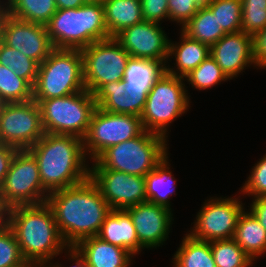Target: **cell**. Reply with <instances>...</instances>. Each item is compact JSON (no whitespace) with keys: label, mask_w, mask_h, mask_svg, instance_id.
Wrapping results in <instances>:
<instances>
[{"label":"cell","mask_w":266,"mask_h":267,"mask_svg":"<svg viewBox=\"0 0 266 267\" xmlns=\"http://www.w3.org/2000/svg\"><path fill=\"white\" fill-rule=\"evenodd\" d=\"M46 203L51 207L58 230L69 247L97 236L111 208L96 184L84 182L50 192Z\"/></svg>","instance_id":"1"},{"label":"cell","mask_w":266,"mask_h":267,"mask_svg":"<svg viewBox=\"0 0 266 267\" xmlns=\"http://www.w3.org/2000/svg\"><path fill=\"white\" fill-rule=\"evenodd\" d=\"M7 225L12 229L24 260L31 267H45L69 247L63 240L51 207L18 205L8 209Z\"/></svg>","instance_id":"2"},{"label":"cell","mask_w":266,"mask_h":267,"mask_svg":"<svg viewBox=\"0 0 266 267\" xmlns=\"http://www.w3.org/2000/svg\"><path fill=\"white\" fill-rule=\"evenodd\" d=\"M36 159L43 187L50 193L80 184L89 178L90 167L83 139L73 135L44 133L29 149Z\"/></svg>","instance_id":"3"},{"label":"cell","mask_w":266,"mask_h":267,"mask_svg":"<svg viewBox=\"0 0 266 267\" xmlns=\"http://www.w3.org/2000/svg\"><path fill=\"white\" fill-rule=\"evenodd\" d=\"M45 26L54 49L82 50L96 41L111 38L104 6L97 3L57 9Z\"/></svg>","instance_id":"4"},{"label":"cell","mask_w":266,"mask_h":267,"mask_svg":"<svg viewBox=\"0 0 266 267\" xmlns=\"http://www.w3.org/2000/svg\"><path fill=\"white\" fill-rule=\"evenodd\" d=\"M84 90L81 50L54 49L38 67L33 100L64 97Z\"/></svg>","instance_id":"5"},{"label":"cell","mask_w":266,"mask_h":267,"mask_svg":"<svg viewBox=\"0 0 266 267\" xmlns=\"http://www.w3.org/2000/svg\"><path fill=\"white\" fill-rule=\"evenodd\" d=\"M166 140L144 130L131 140L109 147L96 161L105 169L145 177L168 155Z\"/></svg>","instance_id":"6"},{"label":"cell","mask_w":266,"mask_h":267,"mask_svg":"<svg viewBox=\"0 0 266 267\" xmlns=\"http://www.w3.org/2000/svg\"><path fill=\"white\" fill-rule=\"evenodd\" d=\"M184 80L164 71L155 81L140 116L144 130L168 137L167 128L190 104Z\"/></svg>","instance_id":"7"},{"label":"cell","mask_w":266,"mask_h":267,"mask_svg":"<svg viewBox=\"0 0 266 267\" xmlns=\"http://www.w3.org/2000/svg\"><path fill=\"white\" fill-rule=\"evenodd\" d=\"M34 101L40 107L44 133L73 135L81 139L85 137L97 107L93 94L87 90Z\"/></svg>","instance_id":"8"},{"label":"cell","mask_w":266,"mask_h":267,"mask_svg":"<svg viewBox=\"0 0 266 267\" xmlns=\"http://www.w3.org/2000/svg\"><path fill=\"white\" fill-rule=\"evenodd\" d=\"M48 195L41 183L35 157L27 149L18 150L0 187L2 202L8 209L18 205H38L45 203Z\"/></svg>","instance_id":"9"},{"label":"cell","mask_w":266,"mask_h":267,"mask_svg":"<svg viewBox=\"0 0 266 267\" xmlns=\"http://www.w3.org/2000/svg\"><path fill=\"white\" fill-rule=\"evenodd\" d=\"M143 131L140 116L111 113L96 107L83 138L85 155L95 161L109 147L131 140Z\"/></svg>","instance_id":"10"},{"label":"cell","mask_w":266,"mask_h":267,"mask_svg":"<svg viewBox=\"0 0 266 267\" xmlns=\"http://www.w3.org/2000/svg\"><path fill=\"white\" fill-rule=\"evenodd\" d=\"M81 54L84 84L92 94L104 84L122 81L131 57L113 37L92 43Z\"/></svg>","instance_id":"11"},{"label":"cell","mask_w":266,"mask_h":267,"mask_svg":"<svg viewBox=\"0 0 266 267\" xmlns=\"http://www.w3.org/2000/svg\"><path fill=\"white\" fill-rule=\"evenodd\" d=\"M41 111L33 99L21 103H6L0 117V144L19 150L29 149L42 136Z\"/></svg>","instance_id":"12"},{"label":"cell","mask_w":266,"mask_h":267,"mask_svg":"<svg viewBox=\"0 0 266 267\" xmlns=\"http://www.w3.org/2000/svg\"><path fill=\"white\" fill-rule=\"evenodd\" d=\"M240 197L210 198L197 213L194 227L188 233L200 241L231 239L244 210Z\"/></svg>","instance_id":"13"},{"label":"cell","mask_w":266,"mask_h":267,"mask_svg":"<svg viewBox=\"0 0 266 267\" xmlns=\"http://www.w3.org/2000/svg\"><path fill=\"white\" fill-rule=\"evenodd\" d=\"M89 178L96 184L111 210H123L146 201L145 177L105 169L96 160Z\"/></svg>","instance_id":"14"},{"label":"cell","mask_w":266,"mask_h":267,"mask_svg":"<svg viewBox=\"0 0 266 267\" xmlns=\"http://www.w3.org/2000/svg\"><path fill=\"white\" fill-rule=\"evenodd\" d=\"M113 38L131 57L161 62L164 66L168 63L170 40L159 23L142 21L124 28Z\"/></svg>","instance_id":"15"},{"label":"cell","mask_w":266,"mask_h":267,"mask_svg":"<svg viewBox=\"0 0 266 267\" xmlns=\"http://www.w3.org/2000/svg\"><path fill=\"white\" fill-rule=\"evenodd\" d=\"M1 41L39 65L54 50L45 25L23 21L9 14L2 23Z\"/></svg>","instance_id":"16"},{"label":"cell","mask_w":266,"mask_h":267,"mask_svg":"<svg viewBox=\"0 0 266 267\" xmlns=\"http://www.w3.org/2000/svg\"><path fill=\"white\" fill-rule=\"evenodd\" d=\"M125 210L133 221L139 241V251L163 245L173 221L171 209L145 201Z\"/></svg>","instance_id":"17"},{"label":"cell","mask_w":266,"mask_h":267,"mask_svg":"<svg viewBox=\"0 0 266 267\" xmlns=\"http://www.w3.org/2000/svg\"><path fill=\"white\" fill-rule=\"evenodd\" d=\"M210 55L230 80L246 67H256L253 36L243 31L225 34L210 47Z\"/></svg>","instance_id":"18"},{"label":"cell","mask_w":266,"mask_h":267,"mask_svg":"<svg viewBox=\"0 0 266 267\" xmlns=\"http://www.w3.org/2000/svg\"><path fill=\"white\" fill-rule=\"evenodd\" d=\"M165 71L161 62L130 57L123 80L131 98V115L141 116L147 95L155 81Z\"/></svg>","instance_id":"19"},{"label":"cell","mask_w":266,"mask_h":267,"mask_svg":"<svg viewBox=\"0 0 266 267\" xmlns=\"http://www.w3.org/2000/svg\"><path fill=\"white\" fill-rule=\"evenodd\" d=\"M84 257L86 267H130L133 255L126 249L88 237L74 246Z\"/></svg>","instance_id":"20"},{"label":"cell","mask_w":266,"mask_h":267,"mask_svg":"<svg viewBox=\"0 0 266 267\" xmlns=\"http://www.w3.org/2000/svg\"><path fill=\"white\" fill-rule=\"evenodd\" d=\"M97 236L105 242L128 250L133 256L140 254L136 230L125 209L111 210Z\"/></svg>","instance_id":"21"},{"label":"cell","mask_w":266,"mask_h":267,"mask_svg":"<svg viewBox=\"0 0 266 267\" xmlns=\"http://www.w3.org/2000/svg\"><path fill=\"white\" fill-rule=\"evenodd\" d=\"M180 42L174 44L169 41V61L170 56H175L176 66L170 68L165 66V71L173 76L185 78L193 69H196L210 55V47L204 43L189 38L181 31ZM173 56V57H172Z\"/></svg>","instance_id":"22"},{"label":"cell","mask_w":266,"mask_h":267,"mask_svg":"<svg viewBox=\"0 0 266 267\" xmlns=\"http://www.w3.org/2000/svg\"><path fill=\"white\" fill-rule=\"evenodd\" d=\"M233 239L254 261L266 252V230L249 211L240 214Z\"/></svg>","instance_id":"23"},{"label":"cell","mask_w":266,"mask_h":267,"mask_svg":"<svg viewBox=\"0 0 266 267\" xmlns=\"http://www.w3.org/2000/svg\"><path fill=\"white\" fill-rule=\"evenodd\" d=\"M103 6L110 37H114L126 27L144 21L141 0H106Z\"/></svg>","instance_id":"24"},{"label":"cell","mask_w":266,"mask_h":267,"mask_svg":"<svg viewBox=\"0 0 266 267\" xmlns=\"http://www.w3.org/2000/svg\"><path fill=\"white\" fill-rule=\"evenodd\" d=\"M166 156L152 171L145 176L146 201L171 209L170 197L175 192L176 180L169 171Z\"/></svg>","instance_id":"25"},{"label":"cell","mask_w":266,"mask_h":267,"mask_svg":"<svg viewBox=\"0 0 266 267\" xmlns=\"http://www.w3.org/2000/svg\"><path fill=\"white\" fill-rule=\"evenodd\" d=\"M181 30L189 38L211 47L226 33L208 8H200L198 12L183 26Z\"/></svg>","instance_id":"26"},{"label":"cell","mask_w":266,"mask_h":267,"mask_svg":"<svg viewBox=\"0 0 266 267\" xmlns=\"http://www.w3.org/2000/svg\"><path fill=\"white\" fill-rule=\"evenodd\" d=\"M173 267H216L210 242L186 234L173 256Z\"/></svg>","instance_id":"27"},{"label":"cell","mask_w":266,"mask_h":267,"mask_svg":"<svg viewBox=\"0 0 266 267\" xmlns=\"http://www.w3.org/2000/svg\"><path fill=\"white\" fill-rule=\"evenodd\" d=\"M6 8L12 17L41 25L57 11L55 0H7Z\"/></svg>","instance_id":"28"},{"label":"cell","mask_w":266,"mask_h":267,"mask_svg":"<svg viewBox=\"0 0 266 267\" xmlns=\"http://www.w3.org/2000/svg\"><path fill=\"white\" fill-rule=\"evenodd\" d=\"M125 88L124 80L102 85L93 94L96 106L103 111L131 115V98Z\"/></svg>","instance_id":"29"},{"label":"cell","mask_w":266,"mask_h":267,"mask_svg":"<svg viewBox=\"0 0 266 267\" xmlns=\"http://www.w3.org/2000/svg\"><path fill=\"white\" fill-rule=\"evenodd\" d=\"M210 248L216 267H250L253 259L231 239L210 241Z\"/></svg>","instance_id":"30"},{"label":"cell","mask_w":266,"mask_h":267,"mask_svg":"<svg viewBox=\"0 0 266 267\" xmlns=\"http://www.w3.org/2000/svg\"><path fill=\"white\" fill-rule=\"evenodd\" d=\"M0 96L6 103L27 102L33 99V87L0 64Z\"/></svg>","instance_id":"31"},{"label":"cell","mask_w":266,"mask_h":267,"mask_svg":"<svg viewBox=\"0 0 266 267\" xmlns=\"http://www.w3.org/2000/svg\"><path fill=\"white\" fill-rule=\"evenodd\" d=\"M0 64L11 69L33 87L39 67L35 60L0 41Z\"/></svg>","instance_id":"32"},{"label":"cell","mask_w":266,"mask_h":267,"mask_svg":"<svg viewBox=\"0 0 266 267\" xmlns=\"http://www.w3.org/2000/svg\"><path fill=\"white\" fill-rule=\"evenodd\" d=\"M208 8L214 13L226 34L242 31L241 0H213Z\"/></svg>","instance_id":"33"},{"label":"cell","mask_w":266,"mask_h":267,"mask_svg":"<svg viewBox=\"0 0 266 267\" xmlns=\"http://www.w3.org/2000/svg\"><path fill=\"white\" fill-rule=\"evenodd\" d=\"M189 82L192 87L198 90L210 89L229 80L216 61L209 55L196 69H193L186 77L185 81Z\"/></svg>","instance_id":"34"},{"label":"cell","mask_w":266,"mask_h":267,"mask_svg":"<svg viewBox=\"0 0 266 267\" xmlns=\"http://www.w3.org/2000/svg\"><path fill=\"white\" fill-rule=\"evenodd\" d=\"M243 32L254 36L266 27V0H241Z\"/></svg>","instance_id":"35"},{"label":"cell","mask_w":266,"mask_h":267,"mask_svg":"<svg viewBox=\"0 0 266 267\" xmlns=\"http://www.w3.org/2000/svg\"><path fill=\"white\" fill-rule=\"evenodd\" d=\"M0 267H31L23 258L12 229L0 228Z\"/></svg>","instance_id":"36"},{"label":"cell","mask_w":266,"mask_h":267,"mask_svg":"<svg viewBox=\"0 0 266 267\" xmlns=\"http://www.w3.org/2000/svg\"><path fill=\"white\" fill-rule=\"evenodd\" d=\"M241 189V193L254 198L266 196V154L253 166L248 180Z\"/></svg>","instance_id":"37"},{"label":"cell","mask_w":266,"mask_h":267,"mask_svg":"<svg viewBox=\"0 0 266 267\" xmlns=\"http://www.w3.org/2000/svg\"><path fill=\"white\" fill-rule=\"evenodd\" d=\"M198 10L194 0H168L169 20L180 23L182 27Z\"/></svg>","instance_id":"38"},{"label":"cell","mask_w":266,"mask_h":267,"mask_svg":"<svg viewBox=\"0 0 266 267\" xmlns=\"http://www.w3.org/2000/svg\"><path fill=\"white\" fill-rule=\"evenodd\" d=\"M144 21L160 23L169 19L168 0H141Z\"/></svg>","instance_id":"39"},{"label":"cell","mask_w":266,"mask_h":267,"mask_svg":"<svg viewBox=\"0 0 266 267\" xmlns=\"http://www.w3.org/2000/svg\"><path fill=\"white\" fill-rule=\"evenodd\" d=\"M253 55L256 66L266 68V27L253 36Z\"/></svg>","instance_id":"40"},{"label":"cell","mask_w":266,"mask_h":267,"mask_svg":"<svg viewBox=\"0 0 266 267\" xmlns=\"http://www.w3.org/2000/svg\"><path fill=\"white\" fill-rule=\"evenodd\" d=\"M18 150L13 146L0 144V187L9 171L12 159Z\"/></svg>","instance_id":"41"},{"label":"cell","mask_w":266,"mask_h":267,"mask_svg":"<svg viewBox=\"0 0 266 267\" xmlns=\"http://www.w3.org/2000/svg\"><path fill=\"white\" fill-rule=\"evenodd\" d=\"M249 210L266 230V196L254 198Z\"/></svg>","instance_id":"42"},{"label":"cell","mask_w":266,"mask_h":267,"mask_svg":"<svg viewBox=\"0 0 266 267\" xmlns=\"http://www.w3.org/2000/svg\"><path fill=\"white\" fill-rule=\"evenodd\" d=\"M68 254L66 255H69V258L70 260L72 259L73 261H75V266H72V267H86L85 265V260H84V257L78 252V250L75 248V247H68L67 248ZM45 267H62L61 264H47Z\"/></svg>","instance_id":"43"},{"label":"cell","mask_w":266,"mask_h":267,"mask_svg":"<svg viewBox=\"0 0 266 267\" xmlns=\"http://www.w3.org/2000/svg\"><path fill=\"white\" fill-rule=\"evenodd\" d=\"M57 9L79 8L85 4L84 0H55Z\"/></svg>","instance_id":"44"},{"label":"cell","mask_w":266,"mask_h":267,"mask_svg":"<svg viewBox=\"0 0 266 267\" xmlns=\"http://www.w3.org/2000/svg\"><path fill=\"white\" fill-rule=\"evenodd\" d=\"M7 212L8 208L4 205L0 196V228L7 224Z\"/></svg>","instance_id":"45"},{"label":"cell","mask_w":266,"mask_h":267,"mask_svg":"<svg viewBox=\"0 0 266 267\" xmlns=\"http://www.w3.org/2000/svg\"><path fill=\"white\" fill-rule=\"evenodd\" d=\"M6 14H7L6 3L5 1L0 0V41H1L2 23H3L4 17L6 16Z\"/></svg>","instance_id":"46"},{"label":"cell","mask_w":266,"mask_h":267,"mask_svg":"<svg viewBox=\"0 0 266 267\" xmlns=\"http://www.w3.org/2000/svg\"><path fill=\"white\" fill-rule=\"evenodd\" d=\"M212 1L213 0H194L196 6L199 9L208 7Z\"/></svg>","instance_id":"47"},{"label":"cell","mask_w":266,"mask_h":267,"mask_svg":"<svg viewBox=\"0 0 266 267\" xmlns=\"http://www.w3.org/2000/svg\"><path fill=\"white\" fill-rule=\"evenodd\" d=\"M85 3H97V4H102L106 1V0H84Z\"/></svg>","instance_id":"48"},{"label":"cell","mask_w":266,"mask_h":267,"mask_svg":"<svg viewBox=\"0 0 266 267\" xmlns=\"http://www.w3.org/2000/svg\"><path fill=\"white\" fill-rule=\"evenodd\" d=\"M5 104H6V102L0 96V117H1V113H2V110L5 106Z\"/></svg>","instance_id":"49"}]
</instances>
